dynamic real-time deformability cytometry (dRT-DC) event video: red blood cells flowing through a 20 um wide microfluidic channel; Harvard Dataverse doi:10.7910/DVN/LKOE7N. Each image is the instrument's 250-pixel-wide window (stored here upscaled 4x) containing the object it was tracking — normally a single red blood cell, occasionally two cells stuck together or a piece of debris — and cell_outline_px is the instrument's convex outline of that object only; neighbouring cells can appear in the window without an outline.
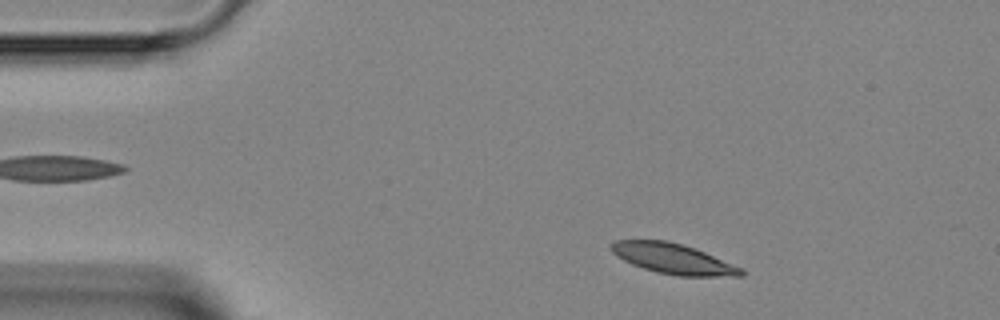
{"species": "Egyptian fruit bat (a non-hibernating species)", "species_latin": "Rousettus aegyptiacus", "temperature_condition": "room temperature", "stored_images_in_passage": 3, "segment_of_instrument_passage": [2, 2], "camera_frame_rate_fps": 3000, "um_per_image_px": 0.085, "animal": {"sex": "female"}, "frame": {"image": 1, "passage_image": 3, "time_ms": 4.0, "image_size_px": [1000, 320], "cell_outline_px": [[744, 276], [676, 276], [656, 272], [632, 264], [616, 256], [608, 248], [608, 244], [616, 240], [668, 240], [684, 244], [696, 248], [744, 268]], "centroid_in_image_um": [57.22, 21.98], "position_along_channel_um": 27.8, "area_um2": 23.35}}